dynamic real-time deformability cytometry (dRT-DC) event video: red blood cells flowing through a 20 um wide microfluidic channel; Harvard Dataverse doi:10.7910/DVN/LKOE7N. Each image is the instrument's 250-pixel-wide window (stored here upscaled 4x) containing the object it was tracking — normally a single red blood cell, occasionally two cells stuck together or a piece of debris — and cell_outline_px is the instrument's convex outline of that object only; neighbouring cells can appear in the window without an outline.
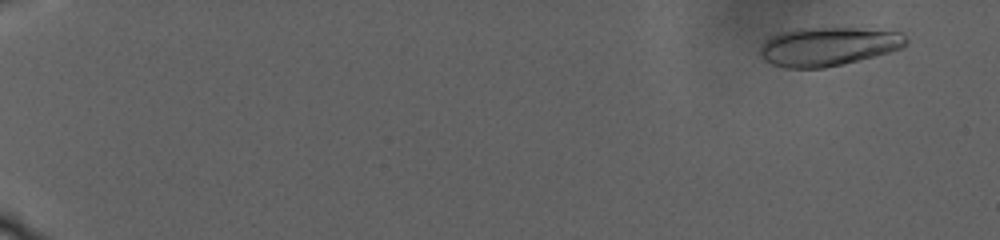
{"species": "human", "species_latin": "Homo sapiens", "temperature_condition": "warm", "stored_images_in_passage": 51, "camera_frame_rate_fps": 3000, "um_per_image_px": 0.085, "donor": {"sex": "male"}, "frame": {"image": 1, "passage_image": 7, "time_ms": 2.0, "image_size_px": [1000, 240], "cell_outline_px": [[908, 44], [900, 48], [888, 52], [824, 68], [784, 68], [772, 64], [764, 60], [760, 56], [760, 48], [764, 40], [780, 32], [796, 28], [856, 28], [900, 32], [908, 40]], "centroid_in_image_um": [70.34, 3.94], "position_along_channel_um": 14.7, "area_um2": 32.71}}
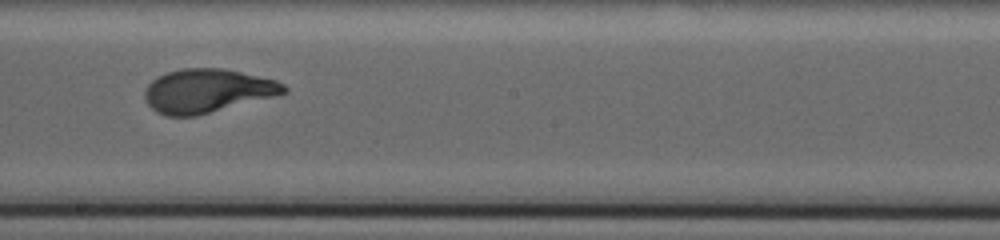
{"frame": {"image": 2, "passage_image": 34, "time_ms": 21.667, "image_size_px": [1000, 240], "cell_outline_px": [[288, 92], [276, 96], [196, 116], [164, 116], [156, 112], [144, 100], [144, 88], [156, 76], [168, 72], [184, 68], [220, 68], [240, 72], [276, 80], [284, 84], [288, 88]], "centroid_in_image_um": [17.59, 7.73], "position_along_channel_um": 230.6, "area_um2": 35.6}}
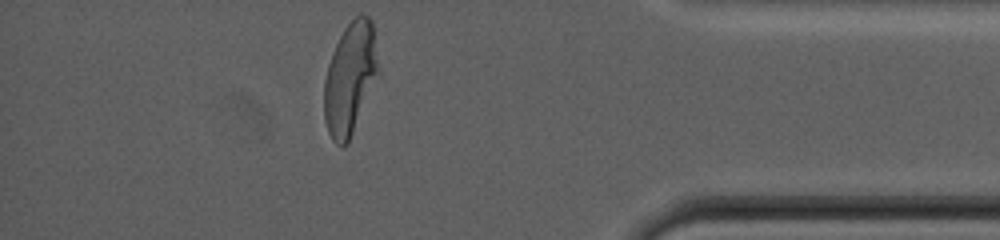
{"frame": {"image": 3, "passage_image": 50, "time_ms": 31.0, "image_size_px": [1000, 240], "cell_outline_px": [[376, 72], [348, 144], [344, 148], [340, 148], [332, 140], [328, 132], [324, 120], [324, 80], [328, 64], [332, 52], [344, 28], [360, 12], [368, 16], [372, 20], [376, 60]], "centroid_in_image_um": [29.68, 6.68], "position_along_channel_um": 405.5, "area_um2": 34.22}, "authors_computed_cell_mechanics": {"area_um2": 34.1598, "velocity_mm_per_s": 2.1346, "shape_relaxation_time_tau1_ms": 8.0294, "shape_relaxation_time_tau2_ms": 1.3023, "deformation_change_tau1": 0.2339, "deformation_change_tau2": 0.0673}}